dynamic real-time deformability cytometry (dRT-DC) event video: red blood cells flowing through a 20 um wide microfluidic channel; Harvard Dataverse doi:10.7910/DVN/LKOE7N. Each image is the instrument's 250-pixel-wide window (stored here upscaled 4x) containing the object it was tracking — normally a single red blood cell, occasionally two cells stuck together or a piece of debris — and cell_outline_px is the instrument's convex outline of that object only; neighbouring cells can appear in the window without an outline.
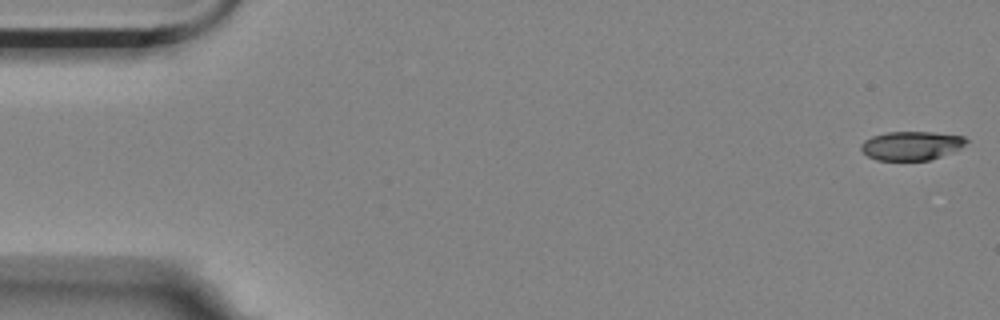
{"species": "Egyptian fruit bat (a non-hibernating species)", "species_latin": "Rousettus aegyptiacus", "temperature_condition": "room temperature", "stored_images_in_passage": 15, "camera_frame_rate_fps": 3000, "um_per_image_px": 0.085, "animal": {"sex": "female"}, "frame": {"image": 1, "passage_image": 1, "time_ms": 0.0, "image_size_px": [1000, 320], "cell_outline_px": [[968, 140], [960, 148], [940, 156], [928, 160], [876, 160], [868, 156], [860, 148], [860, 144], [864, 140], [872, 136], [888, 132], [932, 132], [964, 136]], "centroid_in_image_um": [77.43, 12.37], "position_along_channel_um": 7.6, "area_um2": 17.51}}
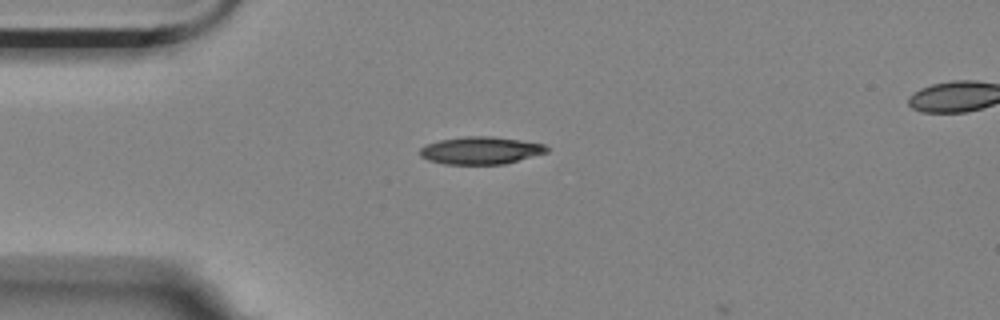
{"frame": {"image": 2, "passage_image": 14, "time_ms": 4.333, "image_size_px": [1000, 320], "cell_outline_px": [[548, 152], [504, 164], [444, 164], [428, 160], [420, 156], [420, 148], [424, 144], [440, 140], [464, 136], [492, 136], [520, 140], [544, 144], [548, 148]], "centroid_in_image_um": [40.83, 12.78], "position_along_channel_um": 44.2, "area_um2": 20.35}}